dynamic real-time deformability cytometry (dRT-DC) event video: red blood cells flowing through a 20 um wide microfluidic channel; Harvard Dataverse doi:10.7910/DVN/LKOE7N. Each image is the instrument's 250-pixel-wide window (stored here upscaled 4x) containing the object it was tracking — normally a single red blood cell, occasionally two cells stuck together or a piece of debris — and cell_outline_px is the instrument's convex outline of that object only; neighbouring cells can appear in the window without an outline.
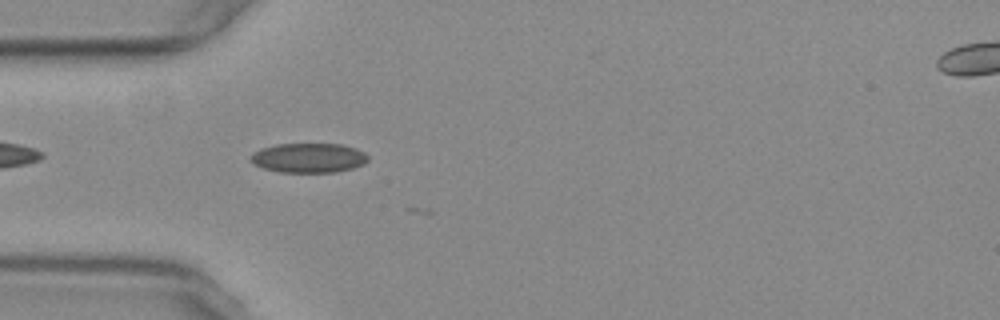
{"species": "common noctule bat (a hibernating species)", "species_latin": "Nyctalus noctula", "temperature_condition": "warm", "stored_images_in_passage": 4, "camera_frame_rate_fps": 3000, "um_per_image_px": 0.085, "animal": {"sex": "female", "body_mass_g": 29.2, "forearm_length_mm": 56.3}, "frame": {"image": 1, "passage_image": 1, "time_ms": 0.0, "image_size_px": [1000, 320], "cell_outline_px": [[368, 160], [364, 164], [352, 168], [336, 172], [280, 172], [264, 168], [248, 160], [252, 152], [260, 148], [276, 144], [340, 144], [356, 148], [364, 152], [368, 156]], "centroid_in_image_um": [26.22, 13.41], "position_along_channel_um": 58.8, "area_um2": 20.29}}